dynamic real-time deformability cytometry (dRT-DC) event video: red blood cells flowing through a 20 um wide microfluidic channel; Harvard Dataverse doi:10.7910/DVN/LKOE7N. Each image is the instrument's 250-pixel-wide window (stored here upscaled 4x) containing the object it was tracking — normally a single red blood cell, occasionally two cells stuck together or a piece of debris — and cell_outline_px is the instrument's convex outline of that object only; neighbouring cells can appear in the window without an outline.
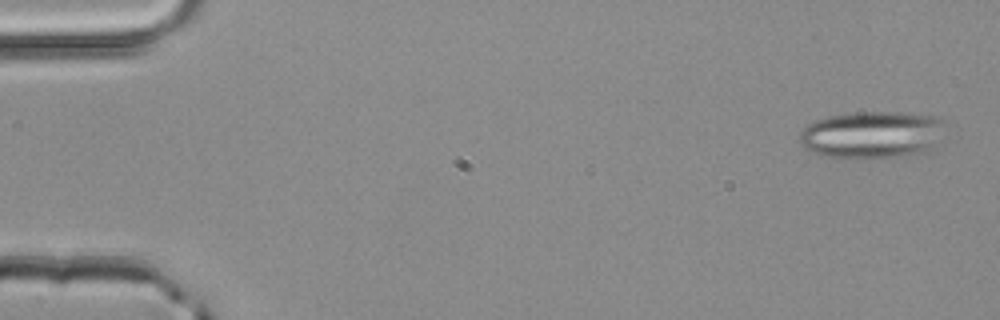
{"species": "common noctule bat (a hibernating species)", "species_latin": "Nyctalus noctula", "temperature_condition": "room temperature", "stored_images_in_passage": 3, "camera_frame_rate_fps": 3000, "um_per_image_px": 0.085, "animal": {"sex": "male", "body_mass_g": 20.4}, "frame": {"image": 1, "passage_image": 1, "time_ms": 0.0, "image_size_px": [1000, 320], "cell_outline_px": [[944, 120], [932, 152], [900, 156], [856, 160], [840, 160], [812, 152], [804, 148], [800, 144], [800, 132], [808, 124], [816, 120], [828, 116], [852, 112], [900, 112], [936, 116]], "centroid_in_image_um": [74.08, 11.48], "position_along_channel_um": 10.9, "area_um2": 40.81}}